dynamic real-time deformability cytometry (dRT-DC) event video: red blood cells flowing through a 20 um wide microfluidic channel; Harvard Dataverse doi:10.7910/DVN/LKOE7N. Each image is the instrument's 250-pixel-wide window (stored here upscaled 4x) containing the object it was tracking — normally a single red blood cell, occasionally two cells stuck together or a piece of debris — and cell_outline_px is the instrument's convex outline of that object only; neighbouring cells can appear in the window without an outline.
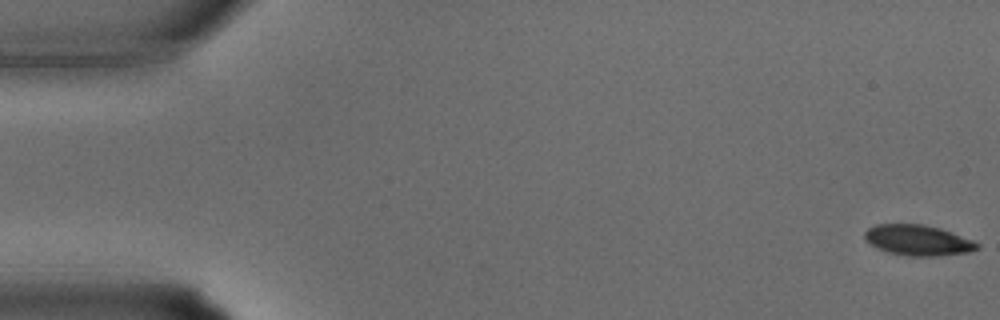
{"species": "common noctule bat (a hibernating species)", "species_latin": "Nyctalus noctula", "temperature_condition": "warm", "stored_images_in_passage": 34, "camera_frame_rate_fps": 3000, "um_per_image_px": 0.085, "animal": {"sex": "male", "body_mass_g": 15.6}, "frame": {"image": 1, "passage_image": 1, "time_ms": 0.0, "image_size_px": [1000, 320], "cell_outline_px": [[980, 248], [968, 252], [940, 256], [908, 256], [888, 252], [876, 248], [864, 240], [864, 232], [868, 228], [876, 224], [924, 224], [940, 228], [972, 240], [980, 244]], "centroid_in_image_um": [78.0, 20.42], "position_along_channel_um": 7.0, "area_um2": 20.17}}
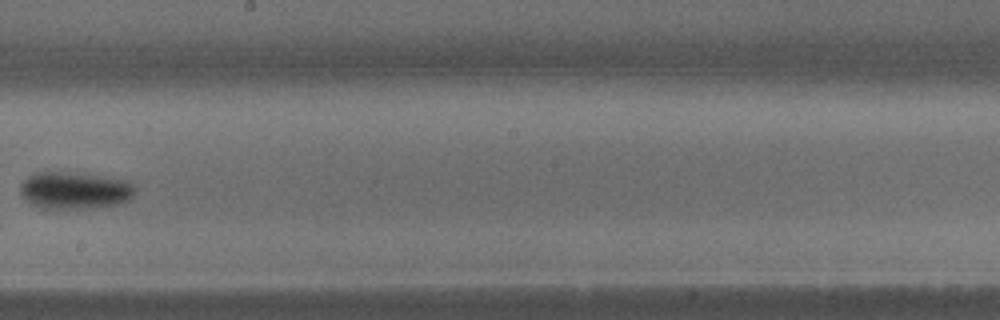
{"frame": {"image": 2, "passage_image": 20, "time_ms": 6.333, "image_size_px": [1000, 320], "cell_outline_px": [[136, 192], [128, 200], [120, 204], [100, 208], [40, 208], [24, 200], [20, 192], [20, 184], [28, 176], [36, 172], [84, 172], [128, 180], [136, 188]], "centroid_in_image_um": [6.38, 16.17], "position_along_channel_um": 241.8, "area_um2": 25.49}}
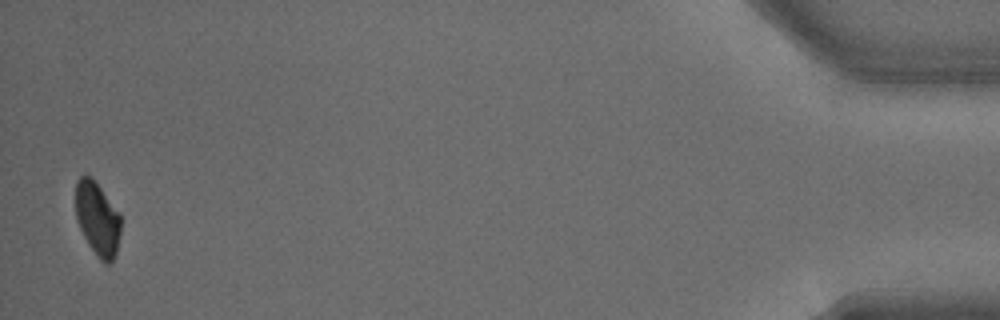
{"frame": {"image": 3, "passage_image": 34, "time_ms": 11.0, "image_size_px": [1000, 320], "cell_outline_px": [[120, 232], [116, 252], [112, 260], [108, 264], [104, 264], [100, 260], [88, 244], [76, 220], [76, 180], [84, 172], [92, 176], [120, 212]], "centroid_in_image_um": [8.27, 18.54], "position_along_channel_um": 426.9, "area_um2": 19.65}}